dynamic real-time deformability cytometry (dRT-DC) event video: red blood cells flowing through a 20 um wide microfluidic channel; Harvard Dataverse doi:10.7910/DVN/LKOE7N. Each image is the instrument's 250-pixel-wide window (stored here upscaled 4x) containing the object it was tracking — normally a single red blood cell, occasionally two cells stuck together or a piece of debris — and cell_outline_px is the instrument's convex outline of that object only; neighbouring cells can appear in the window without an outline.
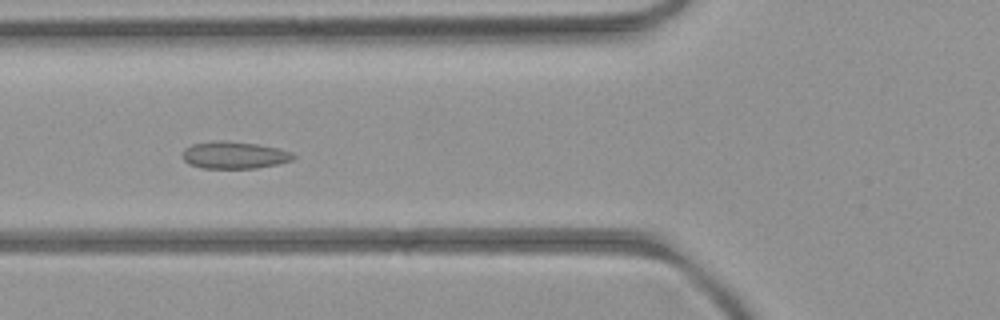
{"species": "common noctule bat (a hibernating species)", "species_latin": "Nyctalus noctula", "temperature_condition": "room temperature", "stored_images_in_passage": 8, "camera_frame_rate_fps": 3000, "um_per_image_px": 0.085, "animal": {"sex": "female", "body_mass_g": 21.9}, "frame": {"image": 1, "passage_image": 5, "time_ms": 5.333, "image_size_px": [1000, 320], "cell_outline_px": [[296, 156], [292, 160], [280, 164], [256, 168], [200, 168], [188, 164], [184, 160], [184, 148], [192, 144], [220, 140], [224, 140], [260, 144], [280, 148], [292, 152]], "centroid_in_image_um": [19.96, 13.18], "position_along_channel_um": 105.8, "area_um2": 17.74}}
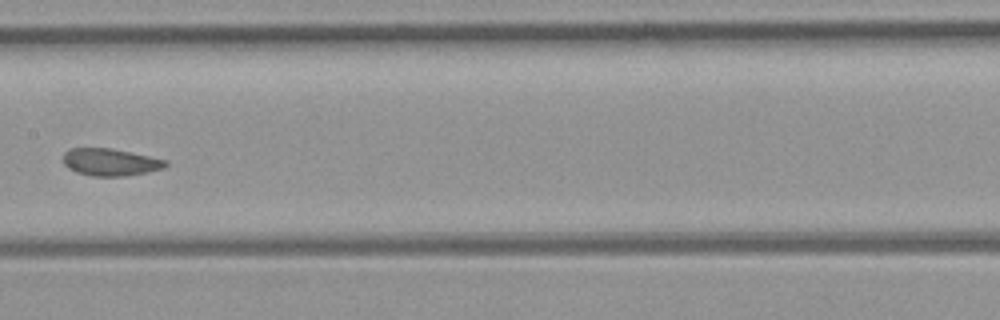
{"frame": {"image": 2, "passage_image": 7, "time_ms": 7.667, "image_size_px": [1000, 320], "cell_outline_px": [[168, 164], [164, 168], [148, 172], [124, 176], [92, 176], [76, 172], [68, 168], [64, 164], [64, 152], [68, 148], [112, 148], [168, 160]], "centroid_in_image_um": [9.39, 13.78], "position_along_channel_um": 198.0, "area_um2": 16.36}}
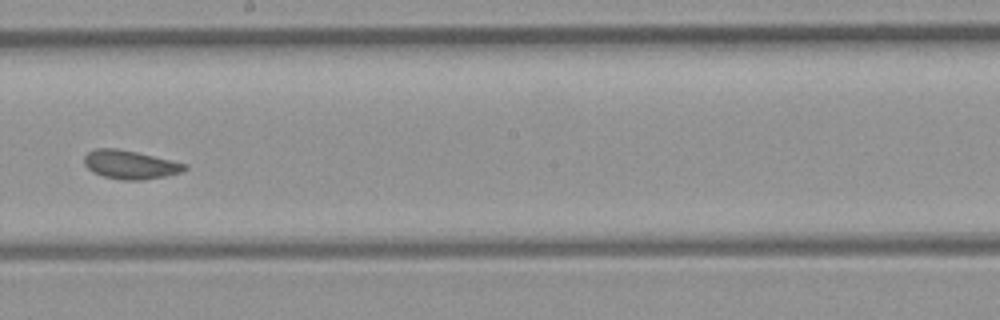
{"frame": {"image": 3, "passage_image": 8, "time_ms": 8.667, "image_size_px": [1000, 320], "cell_outline_px": [[188, 168], [180, 172], [164, 176], [140, 180], [124, 180], [104, 176], [92, 172], [84, 164], [84, 156], [88, 152], [96, 148], [116, 148], [136, 152], [188, 164]], "centroid_in_image_um": [11.04, 13.99], "position_along_channel_um": 237.2, "area_um2": 16.59}}